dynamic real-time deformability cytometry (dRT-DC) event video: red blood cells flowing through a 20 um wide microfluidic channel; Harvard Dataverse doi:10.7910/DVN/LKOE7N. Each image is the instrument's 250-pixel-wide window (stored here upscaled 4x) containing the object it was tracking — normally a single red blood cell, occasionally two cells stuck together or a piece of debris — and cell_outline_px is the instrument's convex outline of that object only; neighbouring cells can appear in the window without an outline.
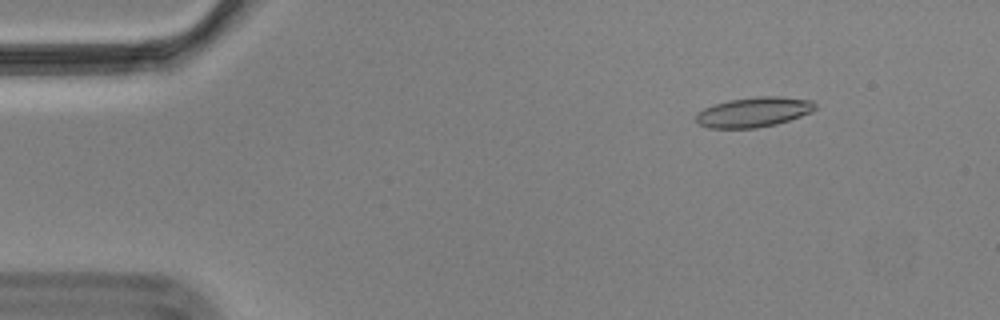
{"species": "Egyptian fruit bat (a non-hibernating species)", "species_latin": "Rousettus aegyptiacus", "temperature_condition": "cold", "stored_images_in_passage": 57, "camera_frame_rate_fps": 3000, "um_per_image_px": 0.085, "animal": {"sex": "male"}, "frame": {"image": 1, "passage_image": 7, "time_ms": 2.0, "image_size_px": [1000, 320], "cell_outline_px": [[816, 108], [812, 112], [776, 124], [756, 128], [708, 128], [700, 124], [696, 120], [696, 112], [704, 108], [728, 100], [756, 96], [780, 96], [812, 100], [816, 104]], "centroid_in_image_um": [64.07, 9.52], "position_along_channel_um": 20.9, "area_um2": 20.81}}
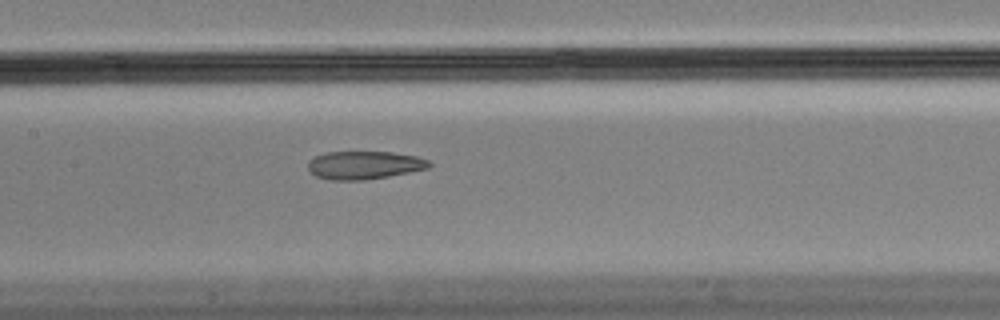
{"frame": {"image": 2, "passage_image": 27, "time_ms": 8.667, "image_size_px": [1000, 320], "cell_outline_px": [[432, 164], [428, 168], [388, 176], [364, 180], [328, 180], [316, 176], [308, 168], [308, 160], [316, 156], [328, 152], [392, 152], [416, 156], [428, 160]], "centroid_in_image_um": [30.95, 14.03], "position_along_channel_um": 176.5, "area_um2": 19.71}}
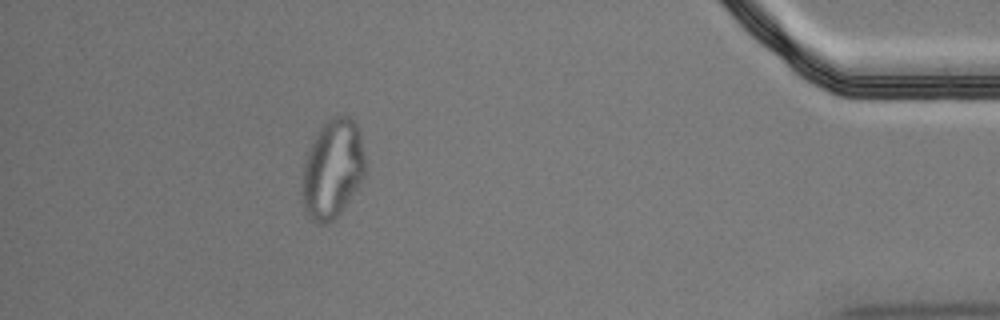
{"frame": {"image": 3, "passage_image": 51, "time_ms": 16.667, "image_size_px": [1000, 320], "cell_outline_px": [[364, 176], [340, 212], [332, 220], [324, 224], [316, 224], [304, 212], [300, 192], [300, 188], [304, 160], [320, 128], [328, 120], [336, 116], [348, 116], [356, 124], [360, 132], [364, 156]], "centroid_in_image_um": [28.22, 14.4], "position_along_channel_um": 407.0, "area_um2": 36.13}, "authors_computed_cell_mechanics": {"area_um2": 20.9814, "velocity_mm_per_s": 3.5141, "shape_relaxation_time_tau1_ms": null, "shape_relaxation_time_tau2_ms": 1.5741, "deformation_change_tau1": null, "deformation_change_tau2": 0.0796}}